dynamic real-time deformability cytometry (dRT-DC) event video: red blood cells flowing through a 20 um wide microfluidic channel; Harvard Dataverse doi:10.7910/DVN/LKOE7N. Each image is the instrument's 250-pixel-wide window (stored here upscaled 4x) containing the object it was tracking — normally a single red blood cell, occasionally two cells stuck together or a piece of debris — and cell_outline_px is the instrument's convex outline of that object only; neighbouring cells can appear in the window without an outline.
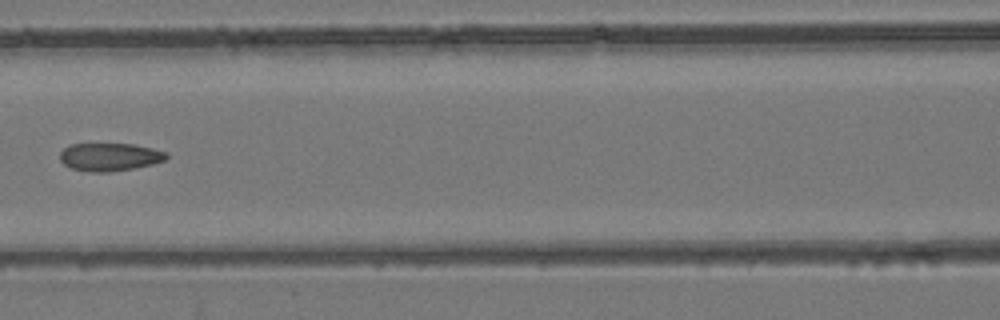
{"species": "common noctule bat (a hibernating species)", "species_latin": "Nyctalus noctula", "temperature_condition": "room temperature", "stored_images_in_passage": 9, "camera_frame_rate_fps": 3000, "um_per_image_px": 0.085, "animal": {"sex": "female", "body_mass_g": 24.6, "forearm_length_mm": 56.2}, "frame": {"image": 1, "passage_image": 8, "time_ms": 8.0, "image_size_px": [1000, 320], "cell_outline_px": [[168, 156], [164, 160], [152, 164], [132, 168], [108, 172], [92, 172], [72, 168], [64, 164], [60, 160], [60, 152], [64, 148], [72, 144], [132, 144], [152, 148], [168, 152]], "centroid_in_image_um": [9.32, 13.33], "position_along_channel_um": 157.3, "area_um2": 17.17}}
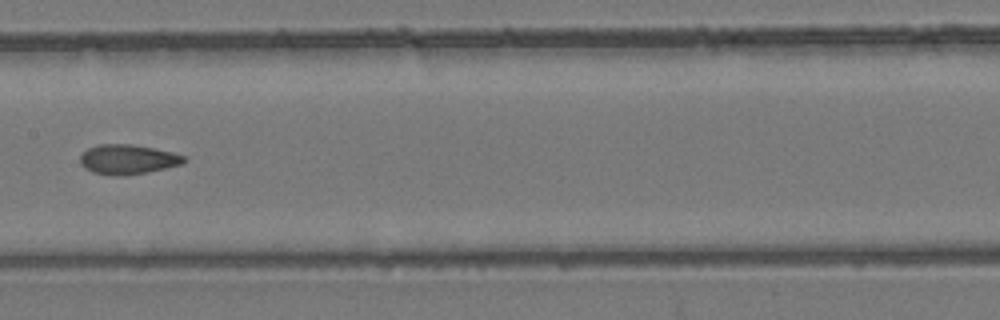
{"frame": {"image": 2, "passage_image": 9, "time_ms": 9.0, "image_size_px": [1000, 320], "cell_outline_px": [[188, 160], [180, 164], [148, 172], [124, 176], [112, 176], [92, 172], [84, 168], [80, 164], [80, 156], [88, 148], [96, 144], [132, 144], [172, 152], [184, 156]], "centroid_in_image_um": [10.82, 13.55], "position_along_channel_um": 196.6, "area_um2": 18.03}}